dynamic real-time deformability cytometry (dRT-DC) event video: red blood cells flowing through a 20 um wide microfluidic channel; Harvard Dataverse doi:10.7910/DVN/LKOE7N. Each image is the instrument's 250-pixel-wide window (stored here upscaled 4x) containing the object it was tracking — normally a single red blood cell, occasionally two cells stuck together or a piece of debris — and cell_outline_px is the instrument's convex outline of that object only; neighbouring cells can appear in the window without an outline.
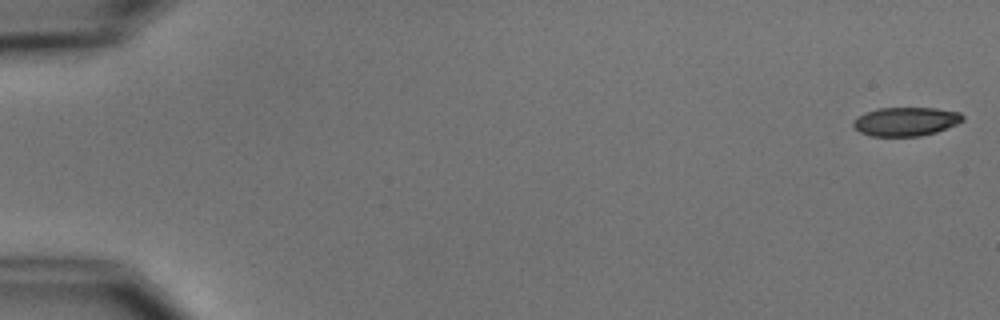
{"species": "common noctule bat (a hibernating species)", "species_latin": "Nyctalus noctula", "temperature_condition": "cold", "stored_images_in_passage": 5, "camera_frame_rate_fps": 3000, "um_per_image_px": 0.085, "animal": {"sex": "male", "body_mass_g": 15.6}, "frame": {"image": 1, "passage_image": 1, "time_ms": 0.0, "image_size_px": [1000, 320], "cell_outline_px": [[964, 120], [956, 124], [936, 132], [920, 136], [872, 136], [860, 132], [852, 124], [852, 120], [856, 116], [864, 112], [880, 108], [936, 108], [960, 112], [964, 116]], "centroid_in_image_um": [76.97, 10.32], "position_along_channel_um": 8.0, "area_um2": 18.44}}
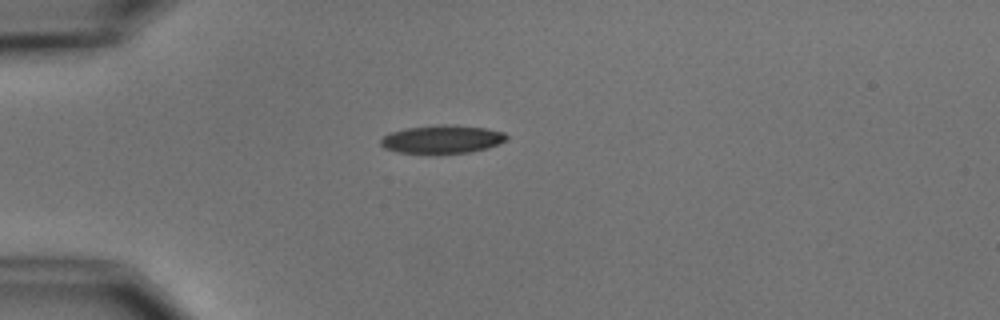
{"frame": {"image": 2, "passage_image": 5, "time_ms": 4.667, "image_size_px": [1000, 320], "cell_outline_px": [[508, 136], [500, 144], [488, 148], [468, 152], [396, 152], [384, 148], [380, 144], [380, 140], [388, 132], [408, 128], [440, 124], [452, 124], [484, 128], [504, 132]], "centroid_in_image_um": [37.57, 11.81], "position_along_channel_um": 47.4, "area_um2": 20.4}}